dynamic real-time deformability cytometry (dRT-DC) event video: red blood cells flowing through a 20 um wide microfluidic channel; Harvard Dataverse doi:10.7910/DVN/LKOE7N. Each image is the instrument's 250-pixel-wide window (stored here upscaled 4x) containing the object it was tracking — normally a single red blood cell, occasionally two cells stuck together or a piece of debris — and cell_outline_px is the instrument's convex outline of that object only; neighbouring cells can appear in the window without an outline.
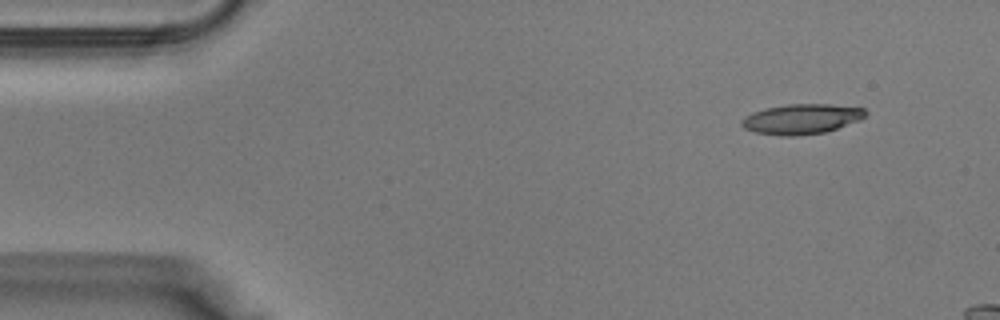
{"species": "Egyptian fruit bat (a non-hibernating species)", "species_latin": "Rousettus aegyptiacus", "temperature_condition": "warm", "stored_images_in_passage": 7, "camera_frame_rate_fps": 3000, "um_per_image_px": 0.085, "animal": {"sex": "male"}, "frame": {"image": 1, "passage_image": 1, "time_ms": 0.0, "image_size_px": [1000, 320], "cell_outline_px": [[868, 112], [860, 120], [824, 132], [792, 136], [780, 136], [756, 132], [744, 128], [740, 124], [740, 120], [744, 116], [752, 112], [764, 108], [788, 104], [828, 104], [864, 108]], "centroid_in_image_um": [68.09, 10.11], "position_along_channel_um": 16.9, "area_um2": 21.68}}